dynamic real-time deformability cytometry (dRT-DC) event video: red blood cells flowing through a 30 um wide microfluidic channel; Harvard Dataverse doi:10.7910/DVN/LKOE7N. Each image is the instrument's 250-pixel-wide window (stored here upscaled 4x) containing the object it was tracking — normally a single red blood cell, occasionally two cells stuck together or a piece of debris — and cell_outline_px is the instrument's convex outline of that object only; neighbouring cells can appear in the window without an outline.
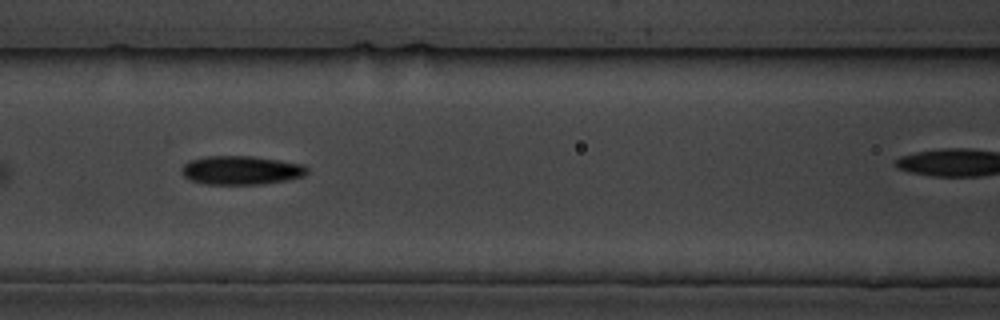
{"species": "common noctule bat (a hibernating species)", "species_latin": "Nyctalus noctula", "temperature_condition": "cold", "stored_images_in_passage": 13, "camera_frame_rate_fps": 3000, "um_per_image_px": 0.085, "animal": {"sex": "male", "body_mass_g": 19.5, "forearm_length_mm": 54.6}, "frame": {"image": 1, "passage_image": 6, "time_ms": 5.667, "image_size_px": [1000, 320], "cell_outline_px": [[308, 172], [304, 176], [264, 184], [204, 184], [192, 180], [184, 176], [180, 172], [180, 168], [188, 160], [204, 156], [252, 156], [280, 160], [300, 164], [308, 168]], "centroid_in_image_um": [20.45, 14.46], "position_along_channel_um": 146.2, "area_um2": 21.1}}